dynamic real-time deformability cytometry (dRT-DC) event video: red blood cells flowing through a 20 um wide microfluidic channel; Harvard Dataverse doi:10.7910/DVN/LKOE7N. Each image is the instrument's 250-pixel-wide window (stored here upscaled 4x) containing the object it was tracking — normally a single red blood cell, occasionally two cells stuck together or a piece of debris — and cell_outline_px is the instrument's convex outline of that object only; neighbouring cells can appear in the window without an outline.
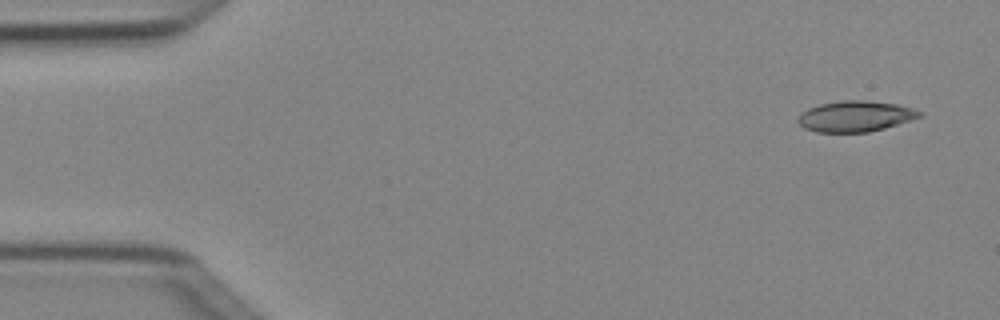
{"species": "Egyptian fruit bat (a non-hibernating species)", "species_latin": "Rousettus aegyptiacus", "temperature_condition": "cold", "stored_images_in_passage": 4, "camera_frame_rate_fps": 3000, "um_per_image_px": 0.085, "animal": {"sex": "female"}, "frame": {"image": 1, "passage_image": 1, "time_ms": 0.0, "image_size_px": [1000, 320], "cell_outline_px": [[924, 116], [884, 128], [868, 132], [816, 132], [804, 128], [796, 120], [808, 108], [820, 104], [840, 100], [864, 100], [896, 104], [912, 108], [924, 112]], "centroid_in_image_um": [72.73, 9.88], "position_along_channel_um": 12.3, "area_um2": 21.79}}
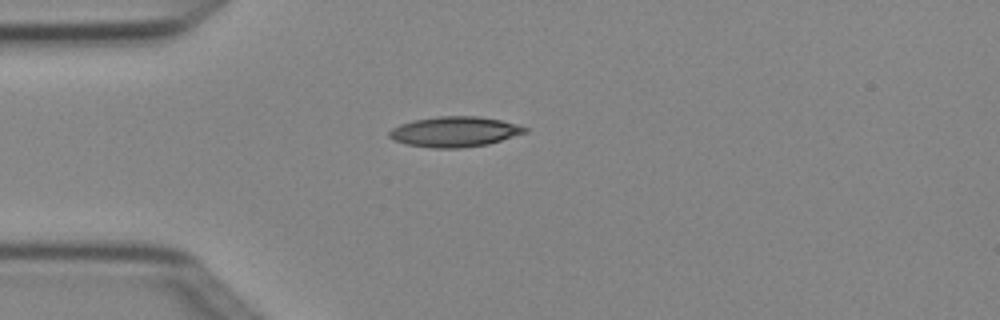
{"frame": {"image": 2, "passage_image": 4, "time_ms": 1.0, "image_size_px": [1000, 320], "cell_outline_px": [[528, 132], [488, 144], [460, 148], [432, 148], [408, 144], [392, 140], [388, 136], [388, 132], [392, 128], [400, 124], [412, 120], [436, 116], [480, 116], [500, 120], [516, 124], [528, 128]], "centroid_in_image_um": [38.62, 11.19], "position_along_channel_um": 46.4, "area_um2": 24.04}}